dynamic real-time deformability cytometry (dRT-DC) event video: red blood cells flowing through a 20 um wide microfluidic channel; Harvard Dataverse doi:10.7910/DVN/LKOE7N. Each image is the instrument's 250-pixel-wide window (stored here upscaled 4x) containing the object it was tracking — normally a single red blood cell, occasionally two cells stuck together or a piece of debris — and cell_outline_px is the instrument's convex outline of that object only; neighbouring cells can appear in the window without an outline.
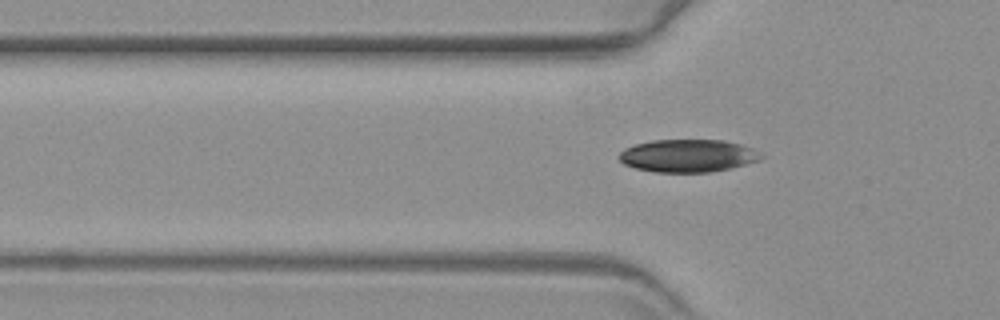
{"species": "common noctule bat (a hibernating species)", "species_latin": "Nyctalus noctula", "temperature_condition": "warm", "stored_images_in_passage": 32, "camera_frame_rate_fps": 3000, "um_per_image_px": 0.085, "animal": {"sex": "female", "body_mass_g": 19.3, "forearm_length_mm": 54.1}, "frame": {"image": 1, "passage_image": 3, "time_ms": 0.667, "image_size_px": [1000, 320], "cell_outline_px": [[764, 156], [760, 160], [728, 168], [708, 172], [656, 172], [636, 168], [624, 164], [620, 160], [620, 152], [624, 148], [636, 144], [652, 140], [724, 140], [740, 144], [752, 148], [760, 152]], "centroid_in_image_um": [58.47, 13.23], "position_along_channel_um": 67.3, "area_um2": 26.88}}
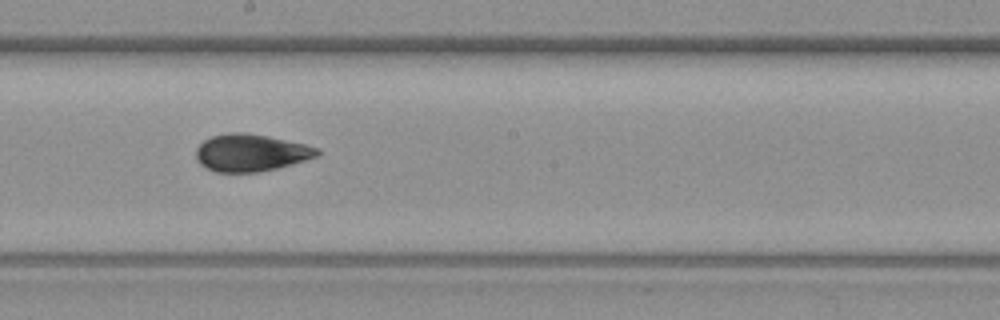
{"frame": {"image": 2, "passage_image": 17, "time_ms": 5.333, "image_size_px": [1000, 320], "cell_outline_px": [[320, 156], [292, 164], [276, 168], [256, 172], [216, 172], [200, 164], [196, 156], [196, 148], [204, 140], [212, 136], [228, 132], [244, 132], [268, 136], [304, 144], [320, 148]], "centroid_in_image_um": [21.34, 12.97], "position_along_channel_um": 226.9, "area_um2": 26.3}}
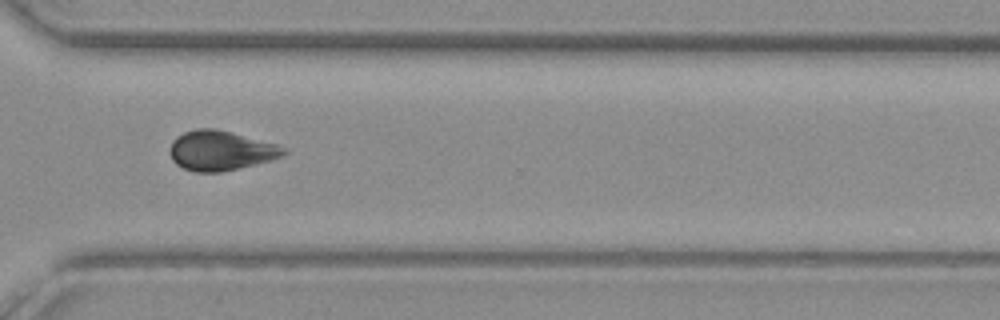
{"frame": {"image": 3, "passage_image": 28, "time_ms": 9.0, "image_size_px": [1000, 320], "cell_outline_px": [[288, 152], [280, 156], [268, 160], [220, 172], [196, 172], [184, 168], [176, 164], [172, 160], [168, 152], [172, 140], [176, 136], [184, 132], [196, 128], [212, 128], [280, 144], [288, 148]], "centroid_in_image_um": [18.72, 12.78], "position_along_channel_um": 351.9, "area_um2": 26.24}}